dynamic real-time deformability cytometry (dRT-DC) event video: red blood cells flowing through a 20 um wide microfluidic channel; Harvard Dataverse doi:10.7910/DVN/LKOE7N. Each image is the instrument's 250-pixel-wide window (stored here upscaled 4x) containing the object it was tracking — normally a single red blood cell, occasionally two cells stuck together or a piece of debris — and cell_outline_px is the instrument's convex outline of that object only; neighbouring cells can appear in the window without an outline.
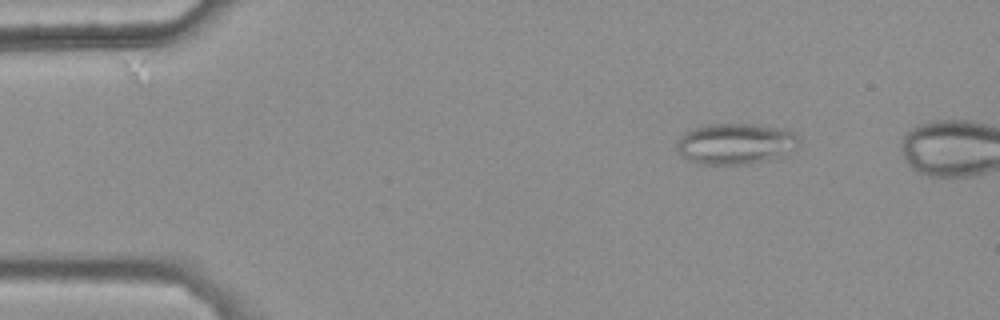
{"species": "common noctule bat (a hibernating species)", "species_latin": "Nyctalus noctula", "temperature_condition": "warm", "stored_images_in_passage": 35, "camera_frame_rate_fps": 3000, "um_per_image_px": 0.085, "animal": {"sex": "female", "body_mass_g": 25.1}, "frame": {"image": 1, "passage_image": 1, "time_ms": 0.0, "image_size_px": [1000, 320], "cell_outline_px": [[800, 140], [796, 148], [780, 156], [768, 160], [752, 164], [700, 164], [688, 160], [676, 148], [676, 140], [684, 132], [692, 128], [704, 124], [764, 124], [784, 128], [792, 132]], "centroid_in_image_um": [62.51, 12.2], "position_along_channel_um": 22.5, "area_um2": 29.54}}
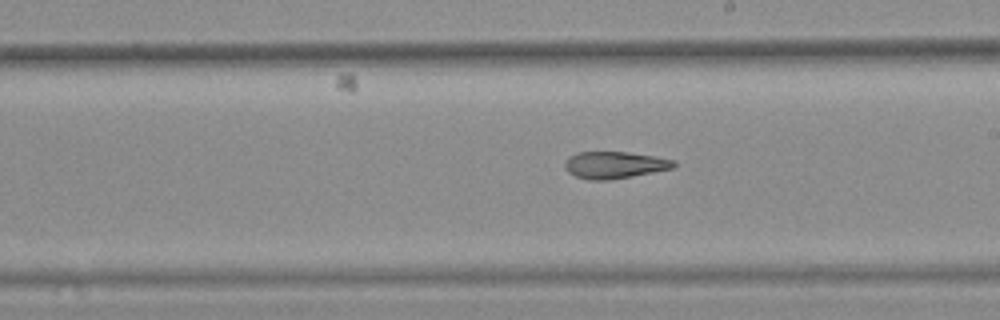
{"frame": {"image": 2, "passage_image": 24, "time_ms": 7.667, "image_size_px": [1000, 320], "cell_outline_px": [[676, 164], [672, 168], [632, 176], [608, 180], [592, 180], [576, 176], [568, 172], [564, 168], [564, 164], [568, 156], [576, 152], [628, 152], [656, 156], [676, 160]], "centroid_in_image_um": [52.22, 14.01], "position_along_channel_um": 236.8, "area_um2": 17.11}}
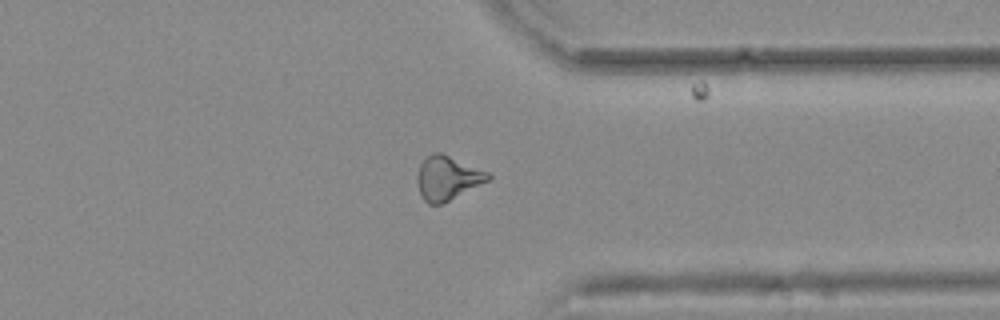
{"frame": {"image": 3, "passage_image": 35, "time_ms": 11.333, "image_size_px": [1000, 320], "cell_outline_px": [[492, 176], [488, 180], [444, 204], [428, 204], [420, 196], [416, 180], [416, 176], [420, 164], [432, 152], [440, 152], [488, 172]], "centroid_in_image_um": [37.99, 15.15], "position_along_channel_um": 373.4, "area_um2": 18.15}, "authors_computed_cell_mechanics": {"area_um2": 18.1492, "velocity_mm_per_s": 3.7969, "shape_relaxation_time_tau1_ms": null, "shape_relaxation_time_tau2_ms": 5.1071, "deformation_change_tau1": null, "deformation_change_tau2": 0.1434}}